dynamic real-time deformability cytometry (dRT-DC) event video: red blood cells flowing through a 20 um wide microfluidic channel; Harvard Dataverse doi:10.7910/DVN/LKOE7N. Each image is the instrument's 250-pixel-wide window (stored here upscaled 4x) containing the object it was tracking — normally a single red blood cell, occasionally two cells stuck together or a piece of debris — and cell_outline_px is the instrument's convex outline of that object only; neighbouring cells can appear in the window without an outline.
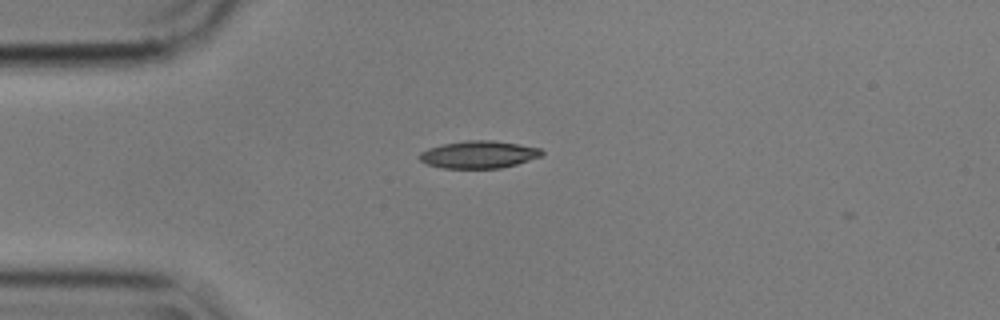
{"species": "common noctule bat (a hibernating species)", "species_latin": "Nyctalus noctula", "temperature_condition": "cold", "stored_images_in_passage": 43, "camera_frame_rate_fps": 3000, "um_per_image_px": 0.085, "animal": {"sex": "male", "body_mass_g": 17.9}, "frame": {"image": 1, "passage_image": 1, "time_ms": 0.0, "image_size_px": [1000, 320], "cell_outline_px": [[544, 156], [516, 164], [500, 168], [444, 168], [428, 164], [420, 160], [416, 156], [420, 152], [428, 148], [444, 144], [464, 140], [492, 140], [540, 148], [544, 152]], "centroid_in_image_um": [40.69, 13.13], "position_along_channel_um": 44.3, "area_um2": 19.54}}
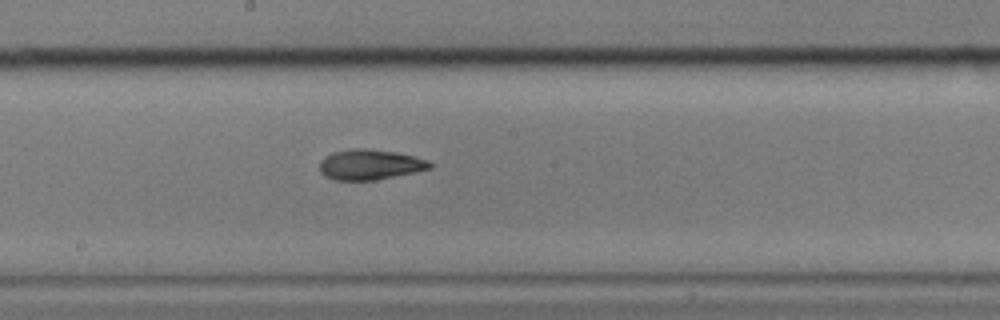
{"frame": {"image": 2, "passage_image": 17, "time_ms": 5.333, "image_size_px": [1000, 320], "cell_outline_px": [[432, 168], [416, 172], [376, 180], [336, 180], [320, 172], [320, 160], [324, 156], [332, 152], [348, 148], [364, 148], [396, 152], [416, 156], [428, 160], [432, 164]], "centroid_in_image_um": [31.46, 13.97], "position_along_channel_um": 216.7, "area_um2": 19.65}}
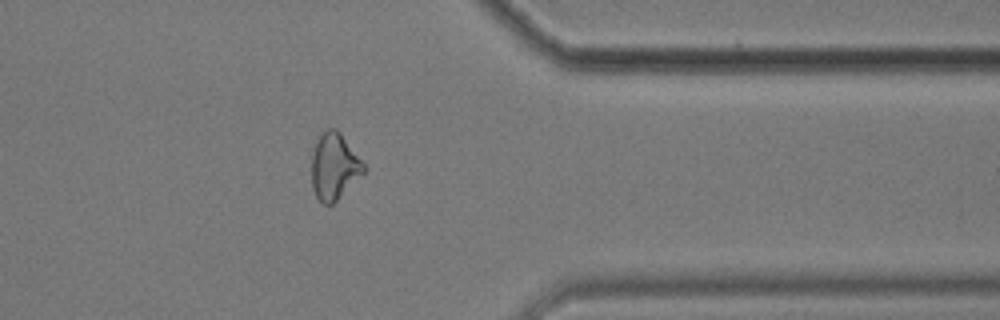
{"frame": {"image": 3, "passage_image": 32, "time_ms": 10.333, "image_size_px": [1000, 320], "cell_outline_px": [[368, 168], [332, 204], [324, 204], [316, 196], [312, 188], [312, 152], [316, 140], [320, 132], [328, 128], [336, 128], [340, 132]], "centroid_in_image_um": [28.4, 14.1], "position_along_channel_um": 383.0, "area_um2": 20.11}, "authors_computed_cell_mechanics": {"area_um2": 19.652, "velocity_mm_per_s": 3.5671, "shape_relaxation_time_tau1_ms": 6.8831, "shape_relaxation_time_tau2_ms": 4.0659, "deformation_change_tau1": 0.159, "deformation_change_tau2": 0.1126}}